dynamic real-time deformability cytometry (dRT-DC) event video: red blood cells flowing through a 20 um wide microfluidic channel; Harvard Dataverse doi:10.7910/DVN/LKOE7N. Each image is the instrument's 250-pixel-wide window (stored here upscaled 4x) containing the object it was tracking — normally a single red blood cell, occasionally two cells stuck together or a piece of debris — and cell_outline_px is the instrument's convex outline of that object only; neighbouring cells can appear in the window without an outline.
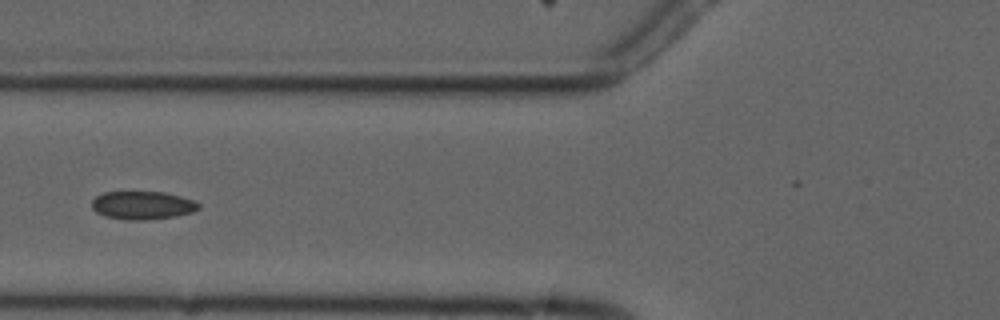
{"species": "common noctule bat (a hibernating species)", "species_latin": "Nyctalus noctula", "temperature_condition": "cold", "stored_images_in_passage": 7, "camera_frame_rate_fps": 3000, "um_per_image_px": 0.085, "animal": {"sex": "male", "forearm_length_mm": 52.5}, "frame": {"image": 1, "passage_image": 6, "time_ms": 6.667, "image_size_px": [1000, 320], "cell_outline_px": [[200, 208], [192, 212], [176, 216], [144, 220], [124, 220], [104, 216], [96, 212], [92, 208], [92, 200], [96, 196], [104, 192], [164, 192], [196, 200], [200, 204]], "centroid_in_image_um": [12.12, 17.45], "position_along_channel_um": 113.7, "area_um2": 17.69}}
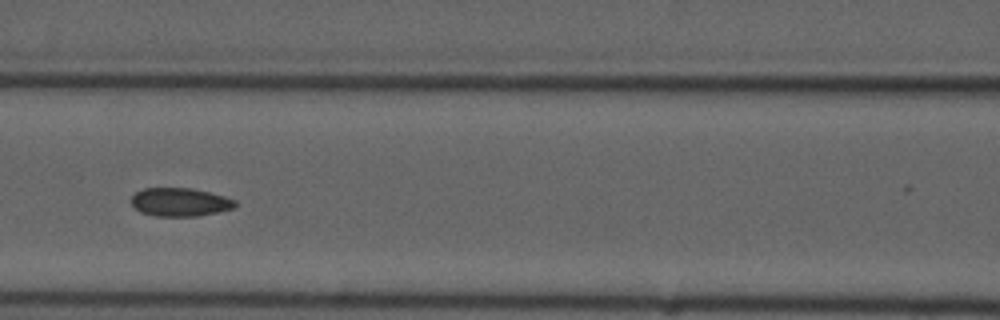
{"frame": {"image": 2, "passage_image": 7, "time_ms": 7.667, "image_size_px": [1000, 320], "cell_outline_px": [[236, 204], [232, 208], [220, 212], [200, 216], [156, 216], [140, 212], [132, 204], [132, 196], [136, 192], [144, 188], [192, 188], [224, 196], [236, 200]], "centroid_in_image_um": [15.31, 17.18], "position_along_channel_um": 151.3, "area_um2": 17.17}}